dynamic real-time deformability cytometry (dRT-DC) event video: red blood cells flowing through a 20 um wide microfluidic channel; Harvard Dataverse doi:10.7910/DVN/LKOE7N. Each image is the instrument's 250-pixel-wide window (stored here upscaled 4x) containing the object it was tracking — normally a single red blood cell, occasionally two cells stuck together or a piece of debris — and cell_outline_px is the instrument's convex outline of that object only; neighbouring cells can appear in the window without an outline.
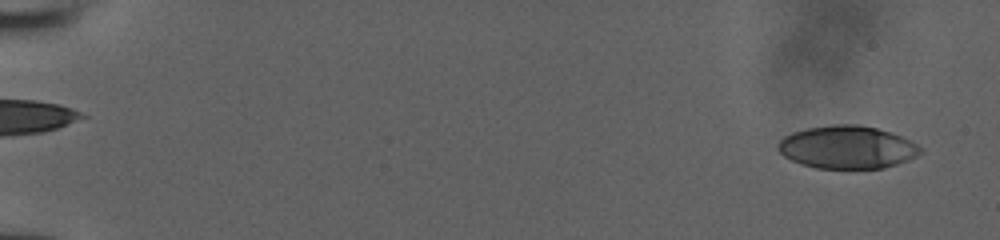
{"species": "human", "species_latin": "Homo sapiens", "temperature_condition": "room temperature", "stored_images_in_passage": 19, "camera_frame_rate_fps": 3000, "um_per_image_px": 0.085, "donor": {"sex": "male"}, "frame": {"image": 1, "passage_image": 3, "time_ms": 0.667, "image_size_px": [1000, 240], "cell_outline_px": [[924, 152], [908, 160], [884, 168], [816, 168], [800, 164], [784, 156], [776, 148], [776, 144], [784, 136], [792, 132], [808, 128], [832, 124], [856, 124], [876, 128], [892, 132], [924, 148]], "centroid_in_image_um": [72.0, 12.51], "position_along_channel_um": 13.0, "area_um2": 35.66}}
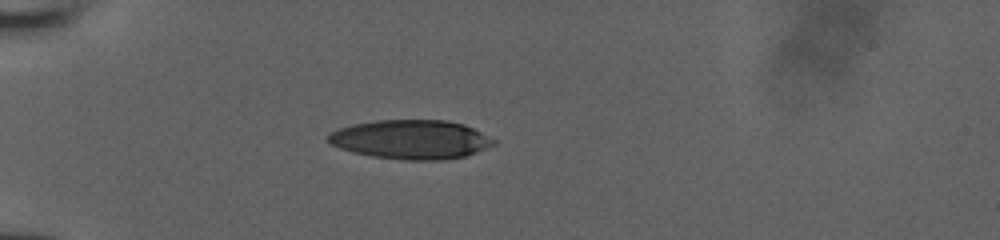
{"frame": {"image": 2, "passage_image": 14, "time_ms": 4.333, "image_size_px": [1000, 240], "cell_outline_px": [[496, 144], [476, 152], [464, 156], [440, 160], [408, 160], [372, 156], [352, 152], [340, 148], [332, 144], [328, 140], [328, 136], [336, 128], [352, 124], [376, 120], [448, 120], [464, 124], [496, 140]], "centroid_in_image_um": [34.92, 11.85], "position_along_channel_um": 50.1, "area_um2": 37.63}}
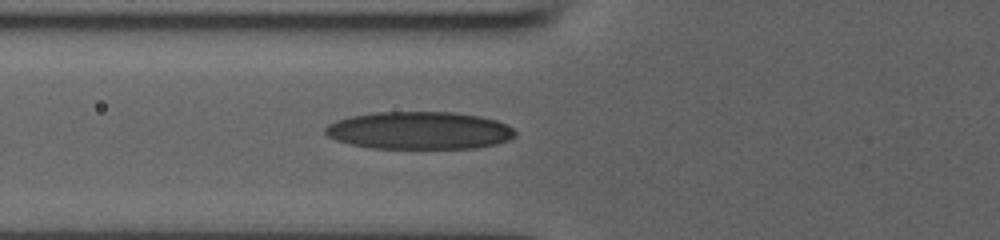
{"frame": {"image": 3, "passage_image": 19, "time_ms": 6.0, "image_size_px": [1000, 240], "cell_outline_px": [[516, 136], [508, 140], [496, 144], [476, 148], [372, 148], [348, 144], [336, 140], [328, 136], [324, 132], [324, 128], [328, 124], [336, 120], [348, 116], [372, 112], [452, 112], [476, 116], [496, 120], [512, 128], [516, 132]], "centroid_in_image_um": [35.59, 11.09], "position_along_channel_um": 90.2, "area_um2": 41.73}}